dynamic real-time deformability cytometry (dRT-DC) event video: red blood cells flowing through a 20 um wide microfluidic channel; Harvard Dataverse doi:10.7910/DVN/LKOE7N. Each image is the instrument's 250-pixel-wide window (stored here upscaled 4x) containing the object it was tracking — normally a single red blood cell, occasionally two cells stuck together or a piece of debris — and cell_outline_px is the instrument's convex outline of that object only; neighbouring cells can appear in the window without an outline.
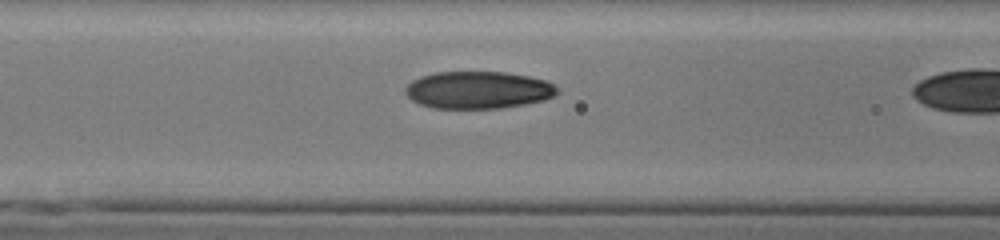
{"species": "human", "species_latin": "Homo sapiens", "temperature_condition": "cold", "stored_images_in_passage": 21, "camera_frame_rate_fps": 3000, "um_per_image_px": 0.085, "donor": {"sex": "male"}, "frame": {"image": 1, "passage_image": 19, "time_ms": 6.0, "image_size_px": [1000, 240], "cell_outline_px": [[556, 92], [552, 96], [544, 100], [524, 104], [500, 108], [432, 108], [420, 104], [412, 100], [404, 92], [404, 88], [412, 80], [420, 76], [436, 72], [504, 72], [528, 76], [548, 80], [556, 88]], "centroid_in_image_um": [40.6, 7.64], "position_along_channel_um": 126.0, "area_um2": 32.95}}